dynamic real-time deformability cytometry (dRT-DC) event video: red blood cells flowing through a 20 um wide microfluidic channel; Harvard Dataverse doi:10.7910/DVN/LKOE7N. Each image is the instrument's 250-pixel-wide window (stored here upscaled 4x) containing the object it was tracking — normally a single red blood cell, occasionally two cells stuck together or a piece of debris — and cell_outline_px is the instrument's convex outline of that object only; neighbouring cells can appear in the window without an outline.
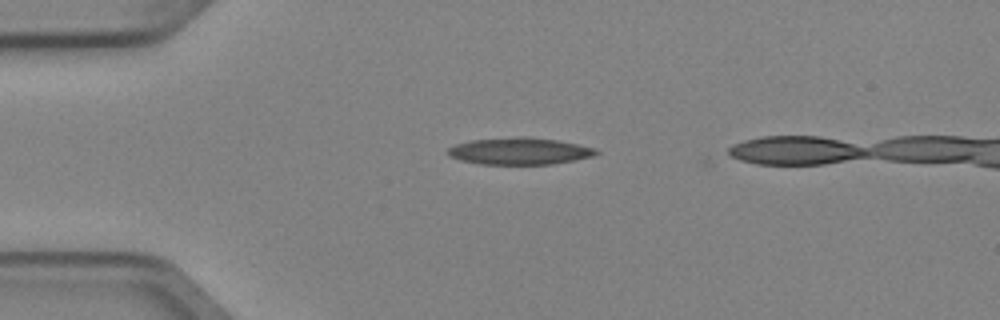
{"species": "Egyptian fruit bat (a non-hibernating species)", "species_latin": "Rousettus aegyptiacus", "temperature_condition": "cold", "stored_images_in_passage": 4, "camera_frame_rate_fps": 3000, "um_per_image_px": 0.085, "animal": {"sex": "female"}, "frame": {"image": 1, "passage_image": 3, "time_ms": 0.667, "image_size_px": [1000, 320], "cell_outline_px": [[600, 152], [592, 156], [552, 164], [480, 164], [460, 160], [448, 156], [444, 152], [448, 148], [456, 144], [472, 140], [524, 136], [528, 136], [560, 140], [596, 148]], "centroid_in_image_um": [44.14, 12.84], "position_along_channel_um": 40.9, "area_um2": 23.35}}